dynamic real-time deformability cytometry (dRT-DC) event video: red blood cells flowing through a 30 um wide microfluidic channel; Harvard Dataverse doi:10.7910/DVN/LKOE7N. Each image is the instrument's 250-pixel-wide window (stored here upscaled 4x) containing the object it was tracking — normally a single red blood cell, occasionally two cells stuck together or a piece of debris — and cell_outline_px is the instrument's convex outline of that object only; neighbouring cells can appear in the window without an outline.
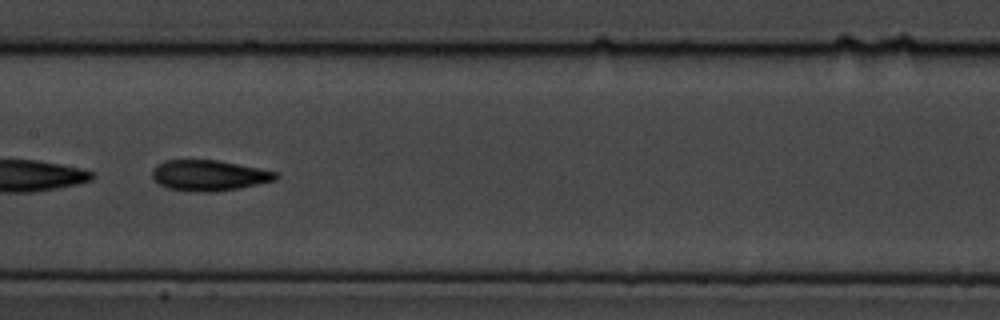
{"species": "common noctule bat (a hibernating species)", "species_latin": "Nyctalus noctula", "temperature_condition": "cold", "stored_images_in_passage": 15, "camera_frame_rate_fps": 3000, "um_per_image_px": 0.085, "animal": {"sex": "male", "body_mass_g": 19.5, "forearm_length_mm": 54.6}, "frame": {"image": 1, "passage_image": 7, "time_ms": 7.667, "image_size_px": [1000, 320], "cell_outline_px": [[280, 176], [276, 180], [240, 188], [212, 192], [196, 192], [168, 188], [160, 184], [152, 176], [152, 168], [156, 164], [164, 160], [216, 160], [280, 172]], "centroid_in_image_um": [17.79, 14.91], "position_along_channel_um": 189.6, "area_um2": 22.2}}
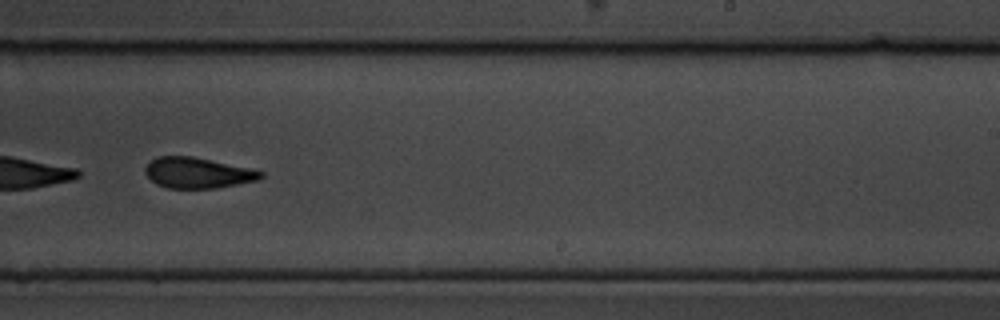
{"frame": {"image": 2, "passage_image": 9, "time_ms": 10.0, "image_size_px": [1000, 320], "cell_outline_px": [[264, 176], [260, 180], [216, 188], [168, 188], [156, 184], [144, 172], [144, 168], [156, 156], [192, 156], [252, 168], [264, 172]], "centroid_in_image_um": [16.84, 14.69], "position_along_channel_um": 272.2, "area_um2": 20.81}}
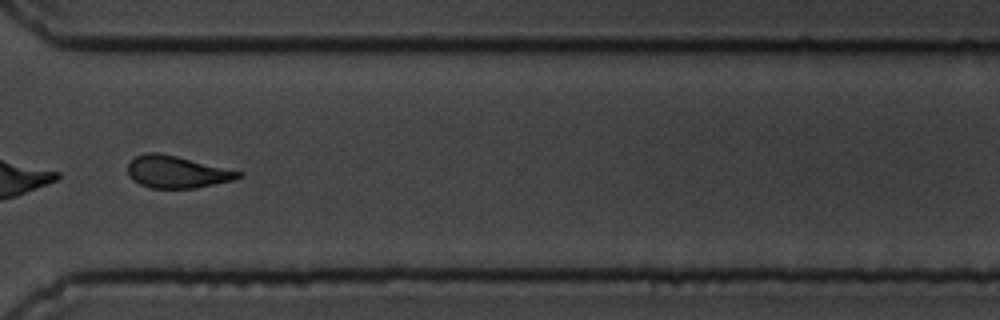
{"frame": {"image": 3, "passage_image": 11, "time_ms": 12.333, "image_size_px": [1000, 320], "cell_outline_px": [[244, 176], [236, 180], [196, 188], [152, 188], [140, 184], [132, 180], [128, 172], [128, 164], [136, 156], [148, 152], [156, 152], [176, 156], [244, 172]], "centroid_in_image_um": [15.08, 14.62], "position_along_channel_um": 355.5, "area_um2": 20.75}, "authors_computed_cell_mechanics": {"area_um2": 22.542, "velocity_mm_per_s": 3.5566, "shape_relaxation_time_tau1_ms": 3.2352, "shape_relaxation_time_tau2_ms": 2.8103, "deformation_change_tau1": 0.0914, "deformation_change_tau2": 0.0758}}